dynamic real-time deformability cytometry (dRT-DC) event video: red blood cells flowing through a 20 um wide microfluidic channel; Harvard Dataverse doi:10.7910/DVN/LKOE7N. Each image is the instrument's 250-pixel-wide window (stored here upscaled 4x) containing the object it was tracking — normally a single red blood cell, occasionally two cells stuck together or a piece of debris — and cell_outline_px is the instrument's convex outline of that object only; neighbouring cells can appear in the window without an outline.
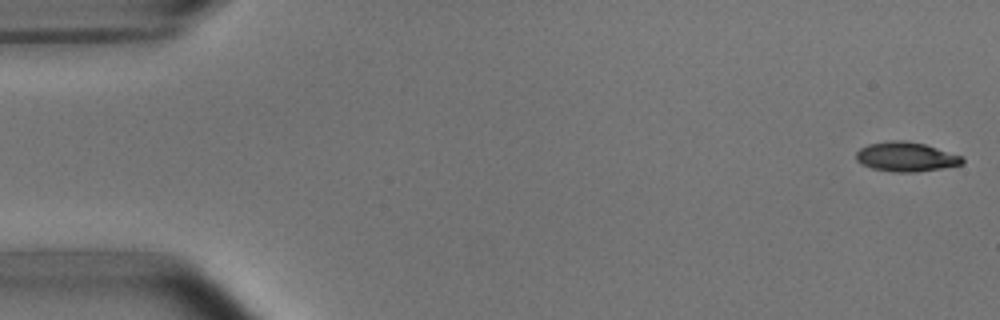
{"species": "common noctule bat (a hibernating species)", "species_latin": "Nyctalus noctula", "temperature_condition": "room temperature", "stored_images_in_passage": 52, "camera_frame_rate_fps": 3000, "um_per_image_px": 0.085, "animal": {"sex": "male", "body_mass_g": 15.6}, "frame": {"image": 1, "passage_image": 1, "time_ms": 0.0, "image_size_px": [1000, 320], "cell_outline_px": [[964, 160], [960, 164], [940, 168], [916, 172], [892, 172], [872, 168], [856, 160], [856, 152], [860, 148], [868, 144], [892, 140], [904, 140], [924, 144], [964, 156]], "centroid_in_image_um": [77.0, 13.32], "position_along_channel_um": 8.0, "area_um2": 18.09}}
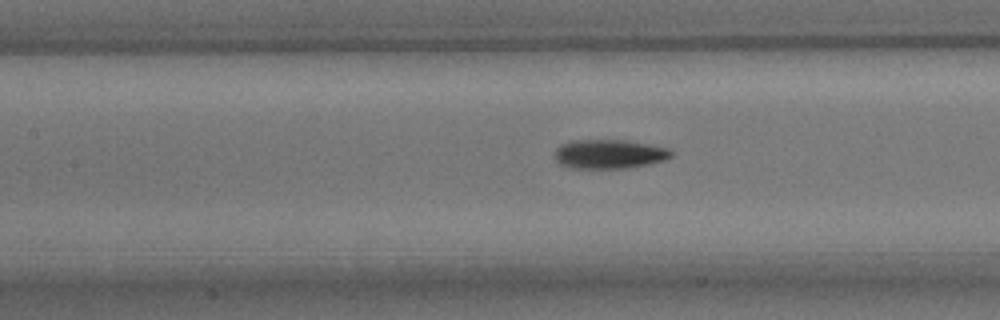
{"frame": {"image": 2, "passage_image": 23, "time_ms": 7.333, "image_size_px": [1000, 320], "cell_outline_px": [[672, 156], [664, 160], [632, 168], [572, 168], [560, 164], [556, 160], [556, 148], [560, 144], [572, 140], [628, 140], [672, 148]], "centroid_in_image_um": [51.82, 13.08], "position_along_channel_um": 155.6, "area_um2": 20.0}}
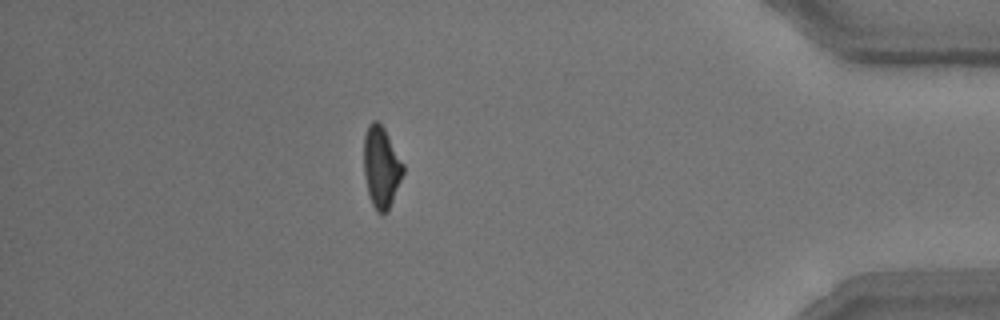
{"frame": {"image": 3, "passage_image": 46, "time_ms": 15.0, "image_size_px": [1000, 320], "cell_outline_px": [[404, 172], [388, 212], [376, 212], [368, 196], [364, 172], [364, 136], [368, 124], [372, 120], [376, 120], [384, 128], [404, 164]], "centroid_in_image_um": [32.4, 14.21], "position_along_channel_um": 402.8, "area_um2": 18.67}, "authors_computed_cell_mechanics": {"area_um2": 19.1029, "velocity_mm_per_s": 3.8034, "shape_relaxation_time_tau1_ms": 2.7301, "shape_relaxation_time_tau2_ms": 3.1559, "deformation_change_tau1": 0.1446, "deformation_change_tau2": 0.1105}}